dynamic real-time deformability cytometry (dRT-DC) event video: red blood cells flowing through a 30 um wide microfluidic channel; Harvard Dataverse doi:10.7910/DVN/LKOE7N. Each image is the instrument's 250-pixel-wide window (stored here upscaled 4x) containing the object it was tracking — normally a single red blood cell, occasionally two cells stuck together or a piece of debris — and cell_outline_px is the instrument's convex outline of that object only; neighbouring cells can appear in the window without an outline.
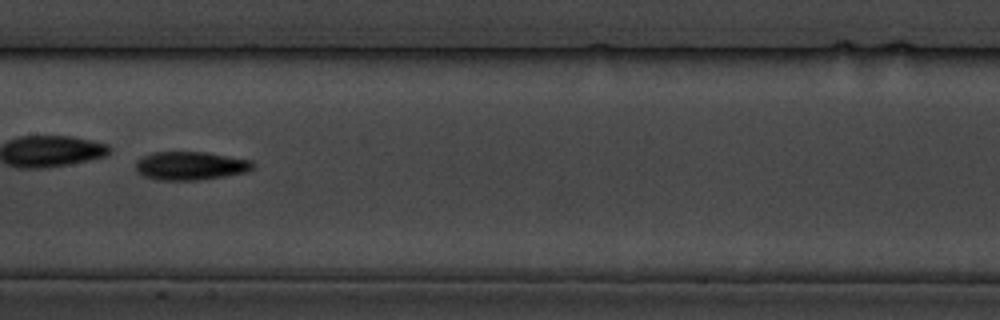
{"species": "common noctule bat (a hibernating species)", "species_latin": "Nyctalus noctula", "temperature_condition": "cold", "stored_images_in_passage": 14, "camera_frame_rate_fps": 3000, "um_per_image_px": 0.085, "animal": {"sex": "male", "body_mass_g": 19.5, "forearm_length_mm": 54.6}, "frame": {"image": 1, "passage_image": 7, "time_ms": 7.667, "image_size_px": [1000, 320], "cell_outline_px": [[256, 164], [248, 172], [200, 180], [156, 180], [144, 176], [136, 172], [136, 160], [140, 156], [152, 152], [204, 152], [252, 160]], "centroid_in_image_um": [16.17, 14.09], "position_along_channel_um": 191.2, "area_um2": 19.65}}
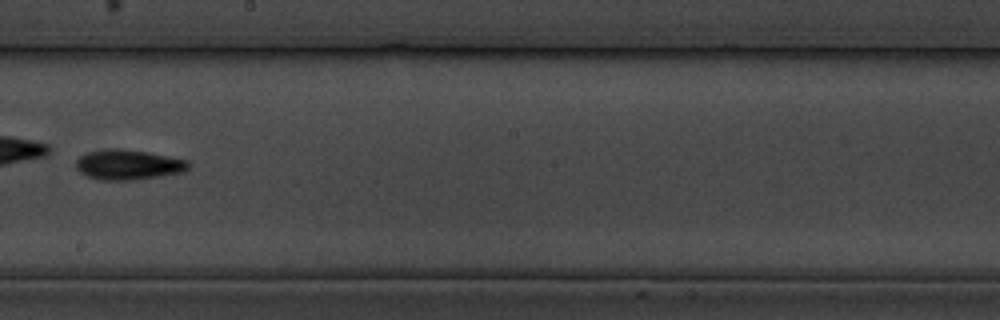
{"frame": {"image": 2, "passage_image": 8, "time_ms": 9.0, "image_size_px": [1000, 320], "cell_outline_px": [[192, 164], [184, 172], [160, 176], [132, 180], [100, 180], [84, 176], [76, 168], [76, 160], [80, 156], [88, 152], [112, 148], [120, 148], [148, 152], [188, 160]], "centroid_in_image_um": [10.9, 14.0], "position_along_channel_um": 237.3, "area_um2": 19.88}}
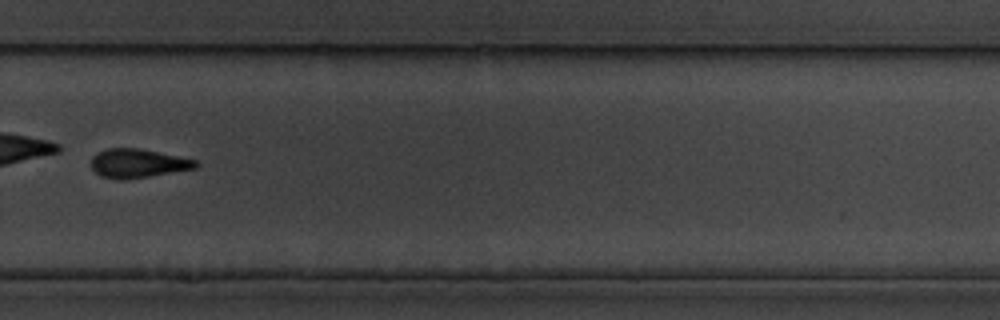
{"frame": {"image": 3, "passage_image": 10, "time_ms": 11.333, "image_size_px": [1000, 320], "cell_outline_px": [[200, 164], [196, 168], [124, 180], [120, 180], [100, 176], [88, 164], [92, 156], [96, 152], [108, 148], [140, 148], [196, 160]], "centroid_in_image_um": [11.65, 13.88], "position_along_channel_um": 318.1, "area_um2": 17.69}, "authors_computed_cell_mechanics": {"area_um2": 19.1896, "velocity_mm_per_s": 3.4833, "shape_relaxation_time_tau1_ms": 3.6528, "shape_relaxation_time_tau2_ms": 7.1567, "deformation_change_tau1": 0.1203, "deformation_change_tau2": 0.1599}}